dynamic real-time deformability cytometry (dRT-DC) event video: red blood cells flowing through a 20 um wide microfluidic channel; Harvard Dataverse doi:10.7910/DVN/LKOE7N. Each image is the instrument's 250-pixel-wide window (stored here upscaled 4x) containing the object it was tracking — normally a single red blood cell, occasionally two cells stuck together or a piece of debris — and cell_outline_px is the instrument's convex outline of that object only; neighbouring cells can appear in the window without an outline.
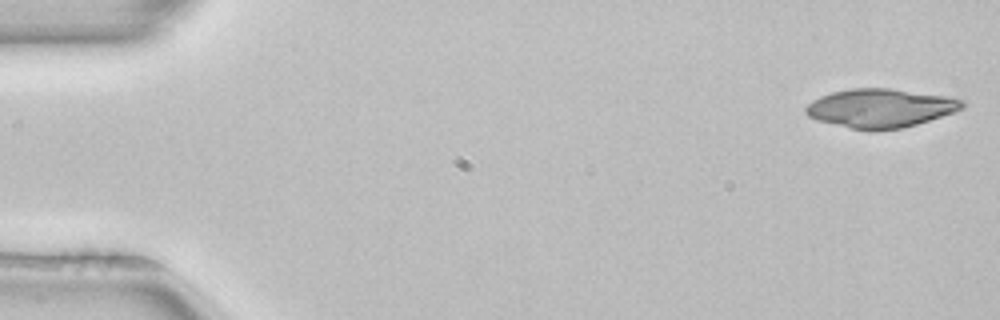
{"species": "common noctule bat (a hibernating species)", "species_latin": "Nyctalus noctula", "temperature_condition": "room temperature", "stored_images_in_passage": 5, "camera_frame_rate_fps": 3000, "um_per_image_px": 0.085, "animal": {"sex": "female", "body_mass_g": 22.7, "forearm_length_mm": 54.2}, "frame": {"image": 1, "passage_image": 1, "time_ms": 0.0, "image_size_px": [1000, 320], "cell_outline_px": [[964, 108], [916, 124], [900, 128], [868, 132], [816, 120], [808, 116], [804, 112], [804, 108], [812, 100], [820, 96], [832, 92], [852, 88], [888, 88], [952, 96], [964, 100]], "centroid_in_image_um": [74.81, 9.19], "position_along_channel_um": 10.2, "area_um2": 35.55}}
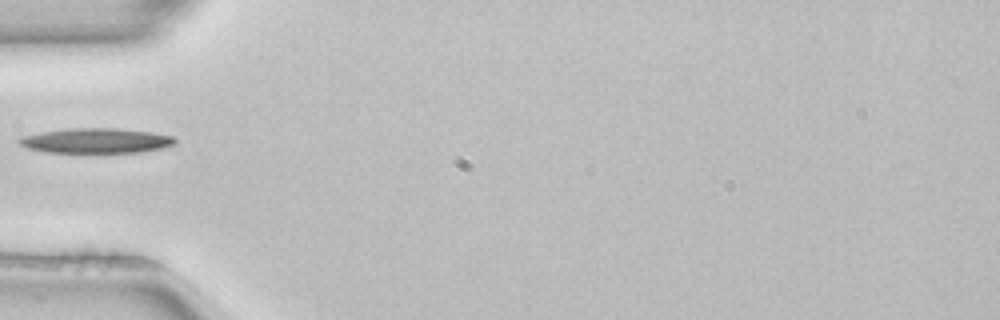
{"frame": {"image": 2, "passage_image": 5, "time_ms": 1.333, "image_size_px": [1000, 320], "cell_outline_px": [[176, 144], [164, 148], [140, 152], [44, 152], [28, 148], [20, 144], [16, 140], [20, 136], [68, 128], [116, 128], [152, 132], [172, 136], [176, 140]], "centroid_in_image_um": [8.18, 11.95], "position_along_channel_um": 76.8, "area_um2": 22.66}}